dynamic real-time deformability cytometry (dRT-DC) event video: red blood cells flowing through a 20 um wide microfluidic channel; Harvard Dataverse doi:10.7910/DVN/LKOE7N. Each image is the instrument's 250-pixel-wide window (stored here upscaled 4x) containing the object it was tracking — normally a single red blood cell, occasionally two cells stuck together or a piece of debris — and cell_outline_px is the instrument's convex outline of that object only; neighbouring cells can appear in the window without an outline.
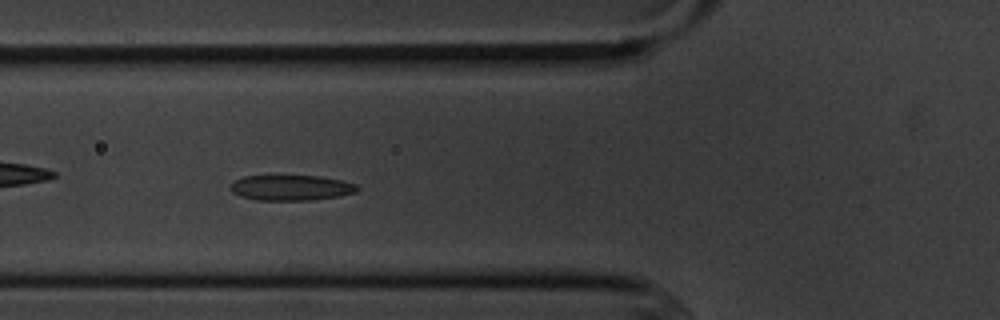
{"species": "common noctule bat (a hibernating species)", "species_latin": "Nyctalus noctula", "temperature_condition": "cold", "stored_images_in_passage": 8, "camera_frame_rate_fps": 3000, "um_per_image_px": 0.085, "animal": {"sex": "male", "body_mass_g": 20.1, "forearm_length_mm": 53.5}, "frame": {"image": 1, "passage_image": 7, "time_ms": 7.0, "image_size_px": [1000, 320], "cell_outline_px": [[360, 188], [356, 192], [340, 196], [312, 200], [256, 200], [240, 196], [232, 192], [232, 184], [236, 180], [244, 176], [316, 176], [340, 180], [356, 184]], "centroid_in_image_um": [24.77, 15.96], "position_along_channel_um": 101.0, "area_um2": 18.61}}
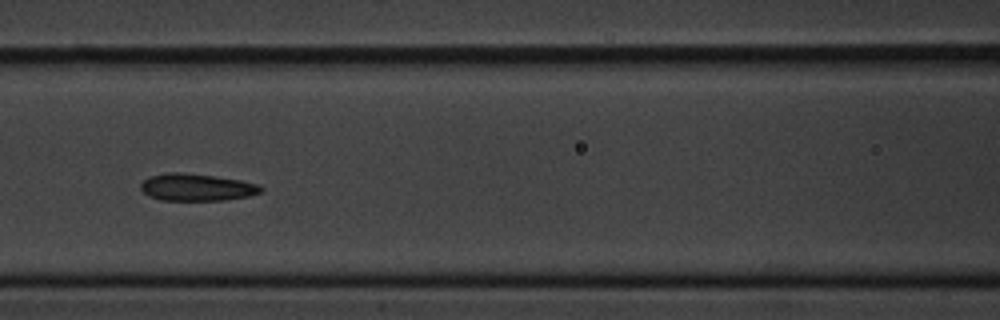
{"frame": {"image": 2, "passage_image": 8, "time_ms": 8.333, "image_size_px": [1000, 320], "cell_outline_px": [[264, 192], [248, 196], [224, 200], [160, 200], [148, 196], [140, 188], [140, 184], [148, 176], [168, 172], [180, 172], [216, 176], [240, 180], [260, 184], [264, 188]], "centroid_in_image_um": [16.73, 15.91], "position_along_channel_um": 149.9, "area_um2": 19.25}}